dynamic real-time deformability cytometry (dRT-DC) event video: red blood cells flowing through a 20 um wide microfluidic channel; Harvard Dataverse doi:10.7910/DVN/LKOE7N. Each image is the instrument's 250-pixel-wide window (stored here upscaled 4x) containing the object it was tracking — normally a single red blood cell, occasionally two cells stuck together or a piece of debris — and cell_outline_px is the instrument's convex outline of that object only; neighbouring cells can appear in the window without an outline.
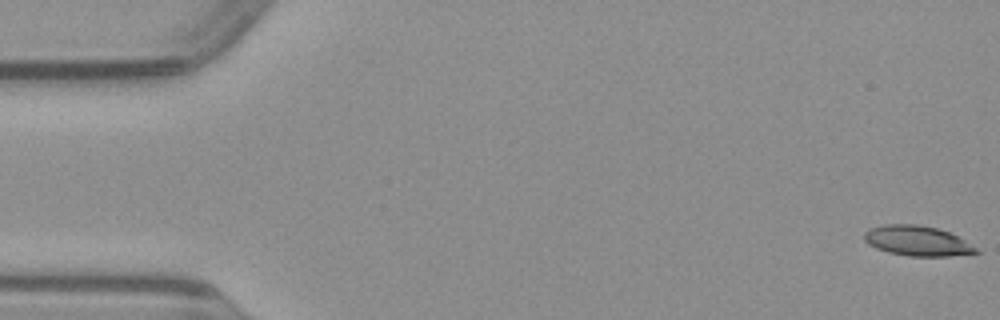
{"species": "common noctule bat (a hibernating species)", "species_latin": "Nyctalus noctula", "temperature_condition": "warm", "stored_images_in_passage": 51, "camera_frame_rate_fps": 3000, "um_per_image_px": 0.085, "animal": {"sex": "male", "body_mass_g": 23.1, "forearm_length_mm": 52.7}, "frame": {"image": 1, "passage_image": 1, "time_ms": 0.0, "image_size_px": [1000, 320], "cell_outline_px": [[980, 252], [948, 256], [908, 256], [888, 252], [876, 248], [868, 244], [864, 240], [864, 232], [872, 228], [884, 224], [916, 224], [936, 228], [948, 232], [964, 240], [976, 248]], "centroid_in_image_um": [77.92, 20.47], "position_along_channel_um": 7.1, "area_um2": 19.36}}
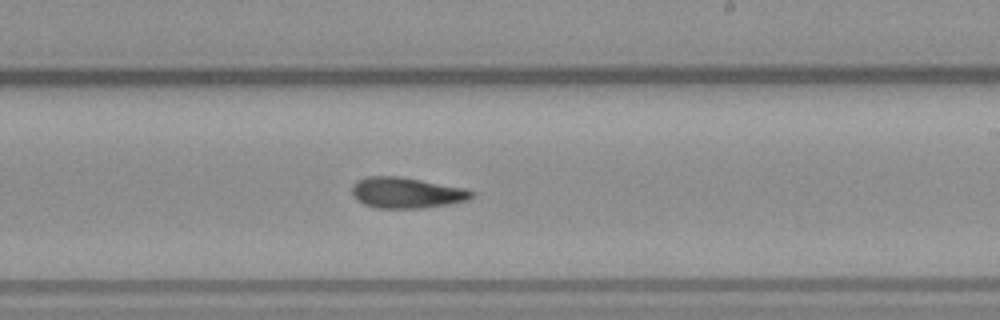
{"frame": {"image": 2, "passage_image": 30, "time_ms": 9.667, "image_size_px": [1000, 320], "cell_outline_px": [[472, 196], [468, 200], [448, 204], [420, 208], [376, 208], [364, 204], [356, 200], [352, 192], [352, 184], [356, 180], [368, 176], [400, 176], [468, 188], [472, 192]], "centroid_in_image_um": [34.53, 16.37], "position_along_channel_um": 254.5, "area_um2": 21.62}}
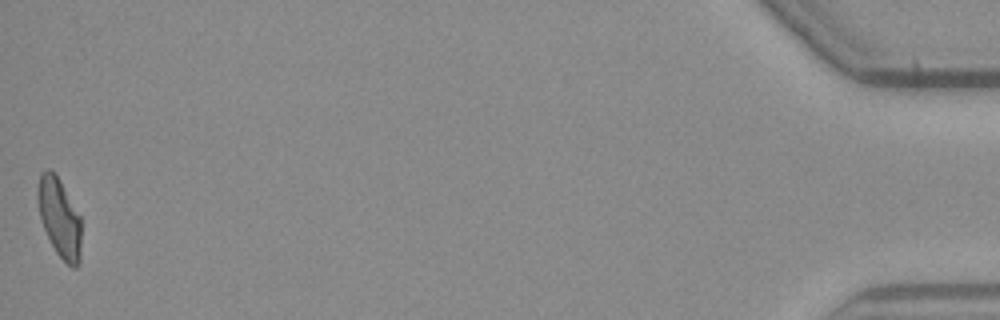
{"frame": {"image": 3, "passage_image": 51, "time_ms": 16.667, "image_size_px": [1000, 320], "cell_outline_px": [[80, 260], [76, 268], [72, 268], [56, 252], [44, 228], [40, 216], [36, 200], [36, 192], [40, 172], [44, 168], [48, 168], [60, 180], [80, 216]], "centroid_in_image_um": [5.02, 18.47], "position_along_channel_um": 430.2, "area_um2": 19.94}}